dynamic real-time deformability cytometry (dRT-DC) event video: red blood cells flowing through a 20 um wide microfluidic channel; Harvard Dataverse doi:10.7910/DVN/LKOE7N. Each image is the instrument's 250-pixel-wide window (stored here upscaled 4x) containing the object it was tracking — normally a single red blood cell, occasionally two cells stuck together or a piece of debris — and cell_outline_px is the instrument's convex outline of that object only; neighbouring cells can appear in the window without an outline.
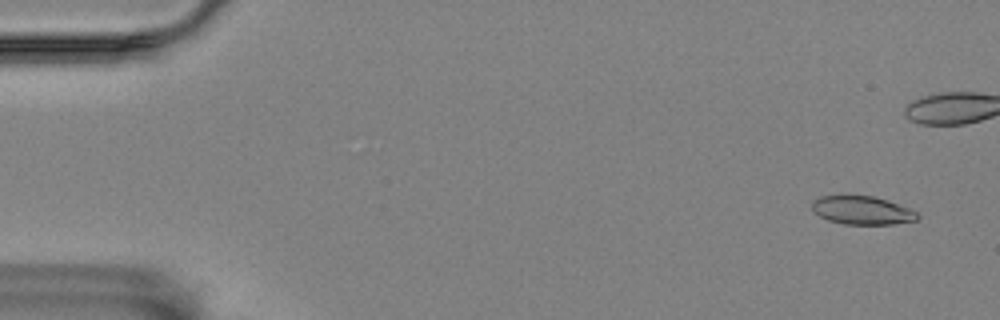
{"species": "Egyptian fruit bat (a non-hibernating species)", "species_latin": "Rousettus aegyptiacus", "temperature_condition": "room temperature", "stored_images_in_passage": 58, "camera_frame_rate_fps": 3000, "um_per_image_px": 0.085, "animal": {"sex": "female"}, "frame": {"image": 1, "passage_image": 3, "time_ms": 0.667, "image_size_px": [1000, 320], "cell_outline_px": [[920, 216], [916, 220], [892, 224], [844, 224], [828, 220], [820, 216], [812, 208], [812, 200], [820, 196], [840, 192], [872, 196], [908, 208], [916, 212]], "centroid_in_image_um": [73.19, 17.83], "position_along_channel_um": 11.8, "area_um2": 17.8}}
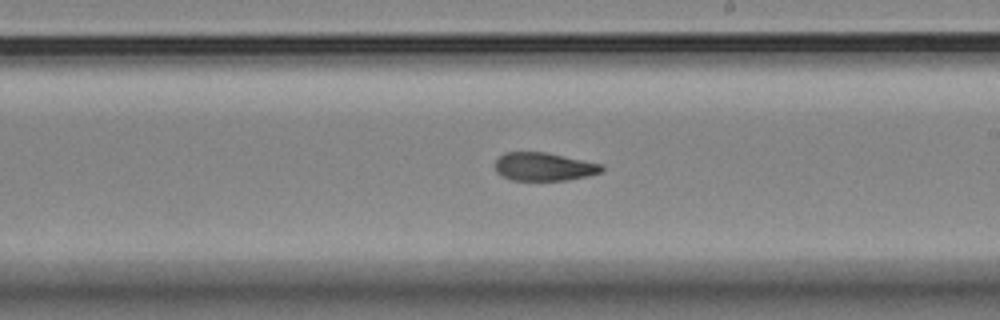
{"frame": {"image": 2, "passage_image": 33, "time_ms": 10.667, "image_size_px": [1000, 320], "cell_outline_px": [[604, 172], [588, 176], [568, 180], [512, 180], [496, 172], [496, 160], [504, 152], [544, 152], [604, 164]], "centroid_in_image_um": [46.29, 14.17], "position_along_channel_um": 242.7, "area_um2": 17.57}}
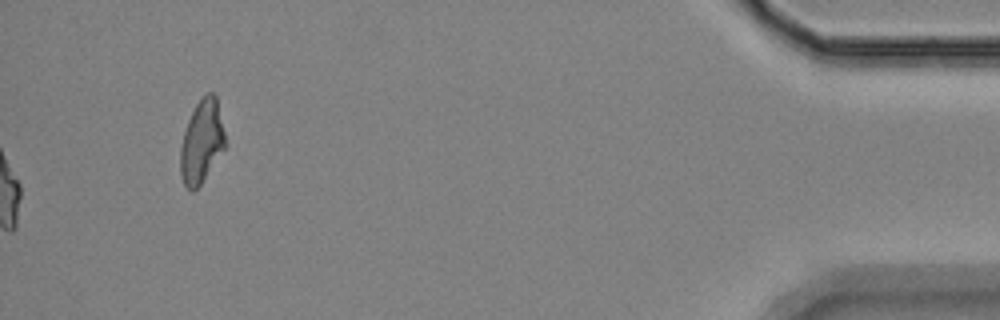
{"frame": {"image": 3, "passage_image": 58, "time_ms": 19.0, "image_size_px": [1000, 320], "cell_outline_px": [[224, 148], [200, 184], [192, 192], [184, 184], [180, 172], [180, 148], [184, 132], [188, 120], [196, 104], [208, 92], [212, 92], [216, 96], [224, 132]], "centroid_in_image_um": [17.12, 12.03], "position_along_channel_um": 418.1, "area_um2": 21.04}, "authors_computed_cell_mechanics": {"area_um2": 18.4671, "velocity_mm_per_s": 3.5191, "shape_relaxation_time_tau1_ms": null, "shape_relaxation_time_tau2_ms": 3.0881, "deformation_change_tau1": null, "deformation_change_tau2": 0.1018}}